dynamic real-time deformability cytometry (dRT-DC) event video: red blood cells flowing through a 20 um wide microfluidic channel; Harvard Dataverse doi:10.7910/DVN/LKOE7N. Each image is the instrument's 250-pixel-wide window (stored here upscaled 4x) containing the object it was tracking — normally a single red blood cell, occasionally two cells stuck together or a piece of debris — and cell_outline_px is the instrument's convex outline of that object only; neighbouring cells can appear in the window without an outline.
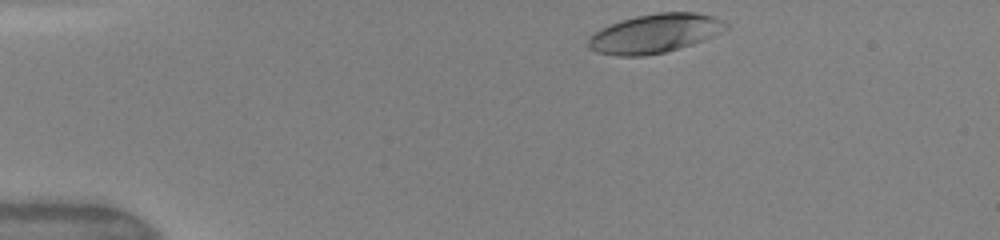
{"species": "human", "species_latin": "Homo sapiens", "temperature_condition": "warm", "stored_images_in_passage": 41, "camera_frame_rate_fps": 3000, "um_per_image_px": 0.085, "donor": {"sex": "female"}, "frame": {"image": 1, "passage_image": 1, "time_ms": 0.0, "image_size_px": [1000, 240], "cell_outline_px": [[728, 28], [704, 40], [680, 48], [664, 52], [644, 56], [616, 56], [596, 52], [588, 48], [588, 36], [600, 28], [620, 20], [636, 16], [660, 12], [696, 12], [712, 16], [724, 20], [728, 24]], "centroid_in_image_um": [55.63, 2.84], "position_along_channel_um": 29.4, "area_um2": 31.44}}
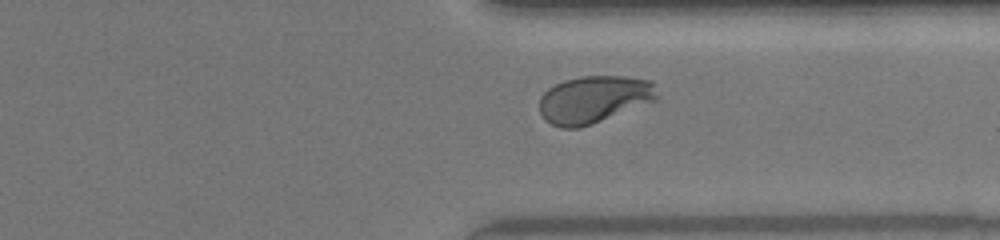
{"frame": {"image": 2, "passage_image": 30, "time_ms": 9.667, "image_size_px": [1000, 240], "cell_outline_px": [[656, 100], [592, 124], [580, 128], [560, 128], [544, 120], [540, 112], [540, 96], [548, 88], [564, 80], [580, 76], [624, 76], [652, 80], [656, 96]], "centroid_in_image_um": [50.44, 8.45], "position_along_channel_um": 361.0, "area_um2": 32.37}}
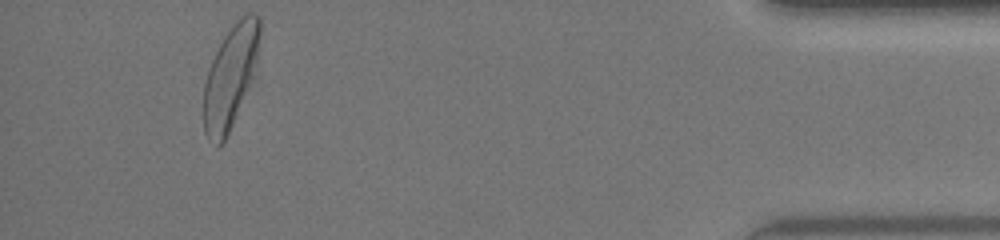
{"frame": {"image": 3, "passage_image": 38, "time_ms": 12.333, "image_size_px": [1000, 240], "cell_outline_px": [[260, 32], [256, 60], [252, 80], [232, 124], [224, 140], [216, 148], [208, 140], [204, 132], [204, 84], [212, 60], [224, 36], [236, 20], [244, 12], [252, 12], [260, 16]], "centroid_in_image_um": [19.58, 6.5], "position_along_channel_um": 415.6, "area_um2": 33.12}, "authors_computed_cell_mechanics": {"area_um2": 32.4258, "velocity_mm_per_s": 4.1528, "shape_relaxation_time_tau1_ms": 3.1076, "shape_relaxation_time_tau2_ms": 0.762, "deformation_change_tau1": 0.1952, "deformation_change_tau2": 0.0502}}